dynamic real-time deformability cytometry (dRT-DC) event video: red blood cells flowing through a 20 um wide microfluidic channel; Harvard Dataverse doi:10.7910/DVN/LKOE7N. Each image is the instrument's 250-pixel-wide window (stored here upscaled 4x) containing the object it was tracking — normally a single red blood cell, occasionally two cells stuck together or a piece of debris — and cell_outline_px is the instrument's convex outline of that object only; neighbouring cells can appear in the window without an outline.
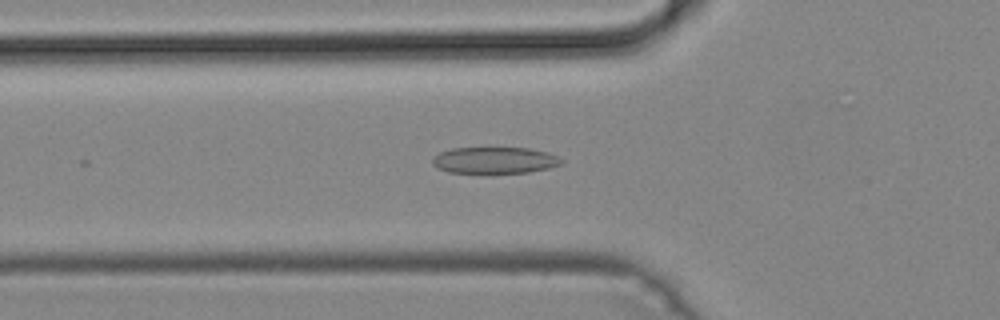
{"species": "common noctule bat (a hibernating species)", "species_latin": "Nyctalus noctula", "temperature_condition": "cold", "stored_images_in_passage": 27, "camera_frame_rate_fps": 3000, "um_per_image_px": 0.085, "animal": {"sex": "male", "body_mass_g": 19.2, "forearm_length_mm": 51.8}, "frame": {"image": 1, "passage_image": 17, "time_ms": 5.333, "image_size_px": [1000, 320], "cell_outline_px": [[564, 164], [548, 168], [528, 172], [448, 172], [436, 168], [432, 164], [432, 156], [440, 152], [452, 148], [484, 144], [528, 148], [548, 152], [564, 160]], "centroid_in_image_um": [42.01, 13.55], "position_along_channel_um": 83.8, "area_um2": 20.92}}
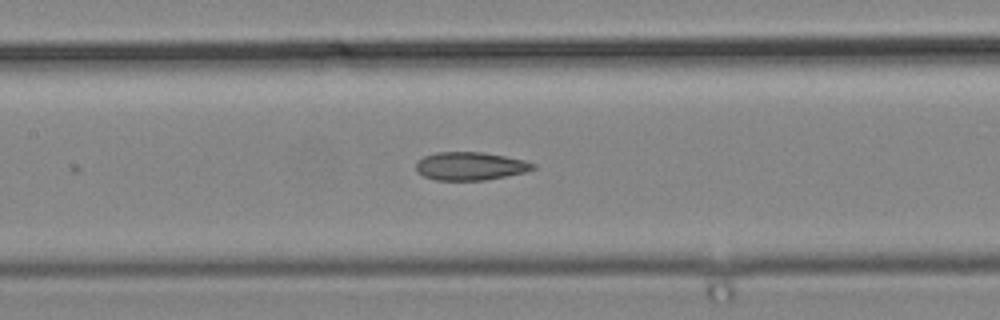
{"frame": {"image": 2, "passage_image": 23, "time_ms": 7.333, "image_size_px": [1000, 320], "cell_outline_px": [[536, 168], [524, 172], [484, 180], [436, 180], [424, 176], [416, 168], [416, 164], [424, 156], [436, 152], [484, 152], [524, 160], [536, 164]], "centroid_in_image_um": [39.99, 14.11], "position_along_channel_um": 167.4, "area_um2": 18.96}}
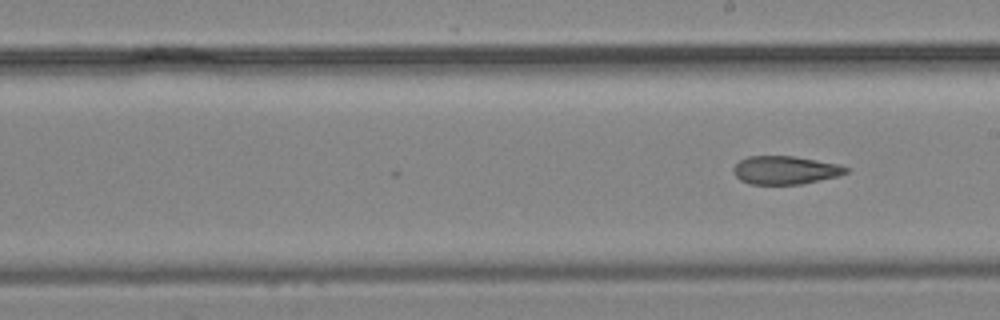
{"frame": {"image": 3, "passage_image": 27, "time_ms": 8.667, "image_size_px": [1000, 320], "cell_outline_px": [[848, 172], [840, 176], [800, 184], [752, 184], [740, 180], [732, 172], [732, 168], [740, 160], [748, 156], [796, 156], [840, 164], [848, 168]], "centroid_in_image_um": [66.76, 14.45], "position_along_channel_um": 222.2, "area_um2": 18.67}}